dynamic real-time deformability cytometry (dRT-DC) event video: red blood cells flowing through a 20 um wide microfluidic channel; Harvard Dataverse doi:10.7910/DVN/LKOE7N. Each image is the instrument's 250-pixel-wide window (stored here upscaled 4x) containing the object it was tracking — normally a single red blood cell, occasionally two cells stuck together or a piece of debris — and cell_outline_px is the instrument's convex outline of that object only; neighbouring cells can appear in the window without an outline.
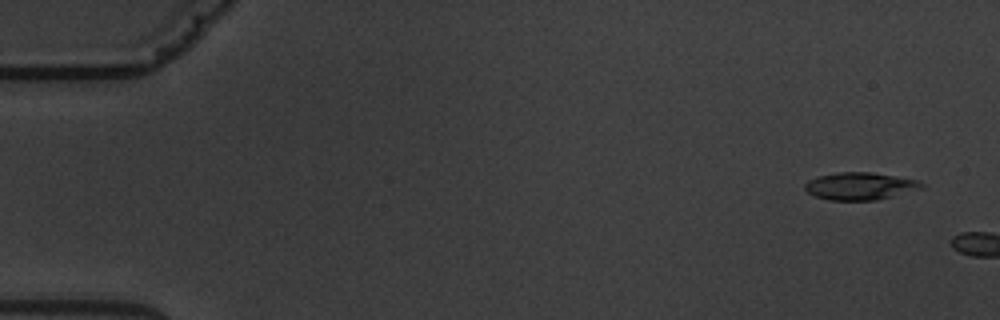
{"species": "common noctule bat (a hibernating species)", "species_latin": "Nyctalus noctula", "temperature_condition": "warm", "stored_images_in_passage": 2, "camera_frame_rate_fps": 3000, "um_per_image_px": 0.085, "animal": {"sex": "male", "body_mass_g": 19.5, "forearm_length_mm": 54.6}, "frame": {"image": 1, "passage_image": 1, "time_ms": 0.0, "image_size_px": [1000, 320], "cell_outline_px": [[924, 188], [876, 200], [828, 200], [816, 196], [808, 192], [804, 188], [804, 184], [808, 180], [820, 176], [840, 172], [872, 172], [920, 180], [924, 184]], "centroid_in_image_um": [73.13, 15.81], "position_along_channel_um": 11.9, "area_um2": 18.61}}